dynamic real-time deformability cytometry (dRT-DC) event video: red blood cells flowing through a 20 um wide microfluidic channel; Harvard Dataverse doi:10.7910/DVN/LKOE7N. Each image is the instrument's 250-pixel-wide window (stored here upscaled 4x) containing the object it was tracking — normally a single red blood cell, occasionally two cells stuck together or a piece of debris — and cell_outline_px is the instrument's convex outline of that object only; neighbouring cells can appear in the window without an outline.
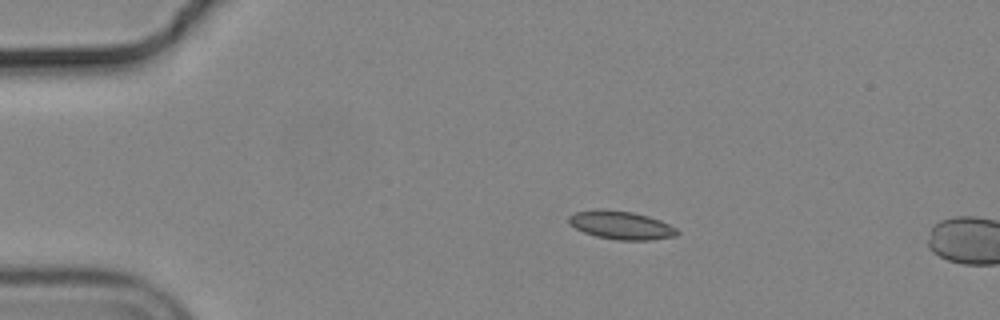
{"species": "common noctule bat (a hibernating species)", "species_latin": "Nyctalus noctula", "temperature_condition": "cold", "stored_images_in_passage": 47, "segment_of_instrument_passage": [1, 2], "camera_frame_rate_fps": 3000, "um_per_image_px": 0.085, "animal": {"sex": "male", "body_mass_g": 19.2, "forearm_length_mm": 51.8}, "frame": {"image": 1, "passage_image": 1, "time_ms": 0.0, "image_size_px": [1000, 320], "cell_outline_px": [[680, 232], [676, 236], [648, 240], [616, 240], [596, 236], [584, 232], [576, 228], [568, 220], [568, 216], [576, 212], [632, 212], [648, 216], [660, 220], [676, 228]], "centroid_in_image_um": [52.88, 19.19], "position_along_channel_um": 32.1, "area_um2": 16.99}}
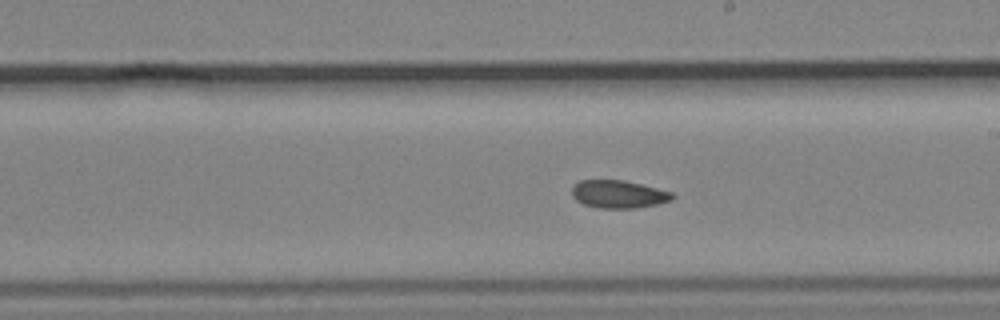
{"frame": {"image": 2, "passage_image": 22, "time_ms": 7.0, "image_size_px": [1000, 320], "cell_outline_px": [[676, 196], [672, 200], [656, 204], [636, 208], [596, 208], [584, 204], [576, 200], [572, 196], [572, 184], [580, 180], [624, 180], [672, 192]], "centroid_in_image_um": [52.55, 16.5], "position_along_channel_um": 236.5, "area_um2": 16.36}}
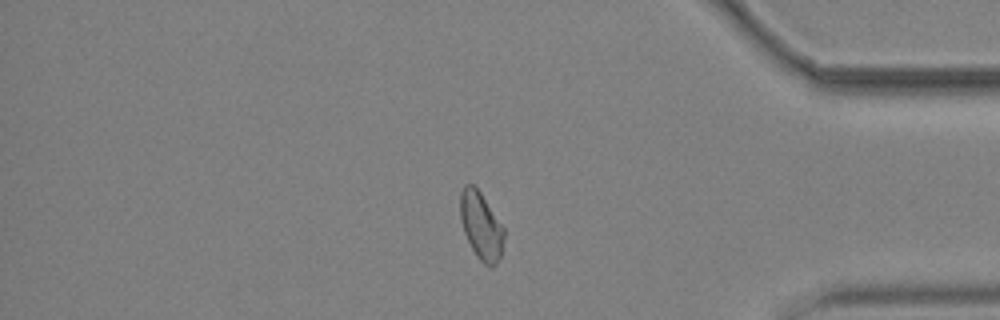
{"frame": {"image": 3, "passage_image": 37, "time_ms": 12.0, "image_size_px": [1000, 320], "cell_outline_px": [[504, 236], [500, 256], [496, 264], [484, 264], [480, 260], [472, 248], [464, 232], [460, 216], [460, 192], [464, 184], [472, 184], [480, 192], [504, 228]], "centroid_in_image_um": [40.87, 19.15], "position_along_channel_um": 394.3, "area_um2": 16.76}}